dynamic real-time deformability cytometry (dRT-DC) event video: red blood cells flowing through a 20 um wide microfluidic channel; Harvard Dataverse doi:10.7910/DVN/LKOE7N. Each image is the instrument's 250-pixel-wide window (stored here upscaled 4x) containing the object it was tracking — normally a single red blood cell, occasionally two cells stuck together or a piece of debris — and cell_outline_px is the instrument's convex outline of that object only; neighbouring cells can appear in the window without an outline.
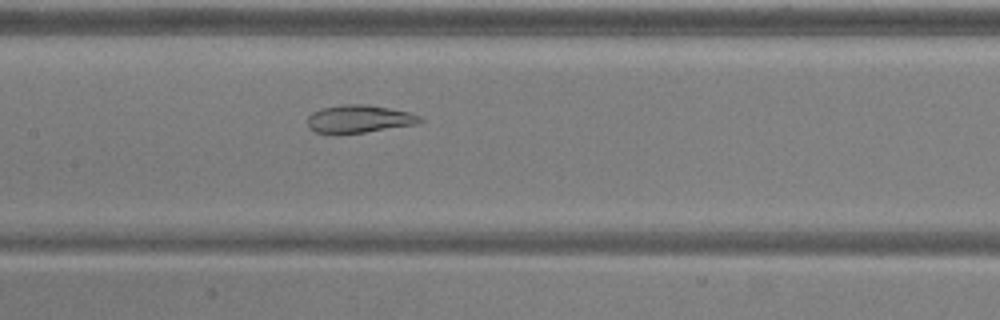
{"species": "common noctule bat (a hibernating species)", "species_latin": "Nyctalus noctula", "temperature_condition": "warm", "stored_images_in_passage": 46, "camera_frame_rate_fps": 3000, "um_per_image_px": 0.085, "animal": {"sex": "male", "body_mass_g": 20.5, "forearm_length_mm": 52.5}, "frame": {"image": 1, "passage_image": 18, "time_ms": 5.667, "image_size_px": [1000, 320], "cell_outline_px": [[424, 120], [420, 124], [336, 136], [316, 132], [308, 128], [308, 116], [312, 112], [320, 108], [344, 104], [368, 104], [408, 112], [420, 116]], "centroid_in_image_um": [30.49, 10.13], "position_along_channel_um": 176.9, "area_um2": 18.73}}
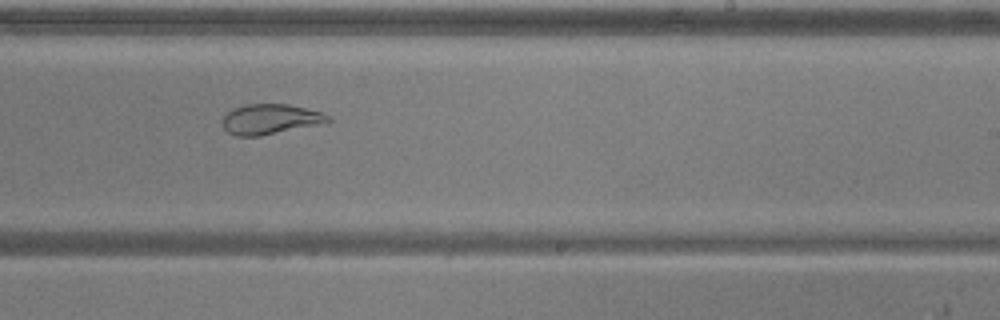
{"frame": {"image": 2, "passage_image": 25, "time_ms": 8.0, "image_size_px": [1000, 320], "cell_outline_px": [[332, 120], [324, 124], [260, 136], [236, 136], [228, 132], [224, 128], [224, 116], [232, 108], [244, 104], [288, 104], [324, 112], [332, 116]], "centroid_in_image_um": [23.05, 10.13], "position_along_channel_um": 265.9, "area_um2": 18.84}}
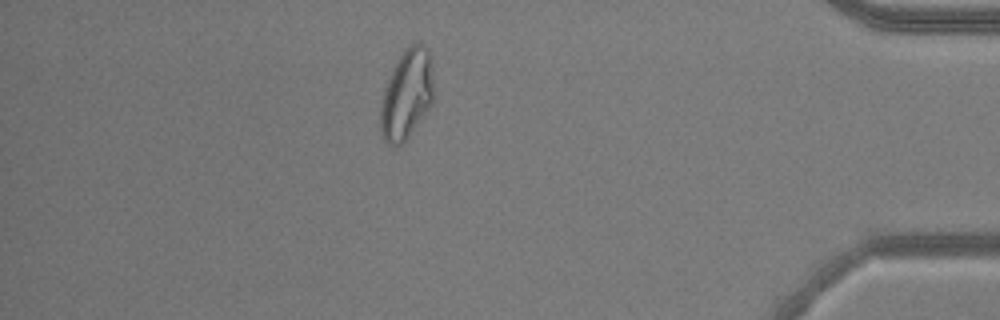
{"frame": {"image": 3, "passage_image": 39, "time_ms": 12.667, "image_size_px": [1000, 320], "cell_outline_px": [[432, 104], [408, 136], [396, 148], [392, 148], [380, 136], [380, 104], [384, 88], [392, 68], [396, 60], [416, 40], [424, 44], [428, 48], [432, 80]], "centroid_in_image_um": [34.52, 8.05], "position_along_channel_um": 400.7, "area_um2": 27.74}, "authors_computed_cell_mechanics": {"area_um2": 24.8829, "velocity_mm_per_s": 3.8426, "shape_relaxation_time_tau1_ms": null, "shape_relaxation_time_tau2_ms": 1.4161, "deformation_change_tau1": null, "deformation_change_tau2": 0.0706}}